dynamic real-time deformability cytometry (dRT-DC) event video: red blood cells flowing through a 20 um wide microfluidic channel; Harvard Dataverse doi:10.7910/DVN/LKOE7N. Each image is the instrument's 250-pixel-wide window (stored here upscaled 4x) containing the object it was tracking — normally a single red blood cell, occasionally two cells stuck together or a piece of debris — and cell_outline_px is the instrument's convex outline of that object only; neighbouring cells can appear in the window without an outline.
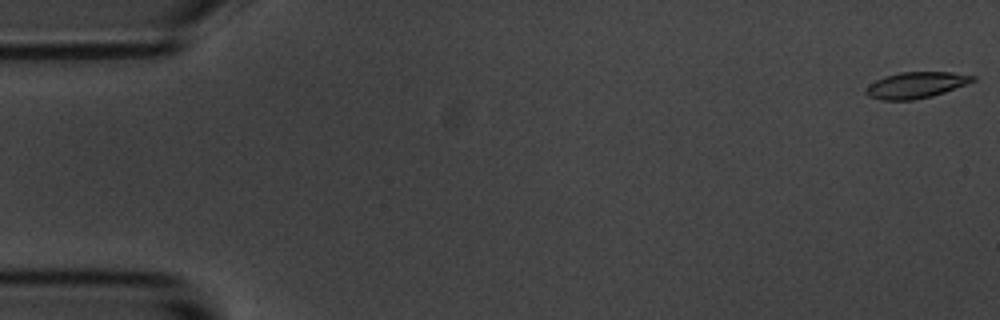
{"species": "common noctule bat (a hibernating species)", "species_latin": "Nyctalus noctula", "temperature_condition": "room temperature", "stored_images_in_passage": 2, "camera_frame_rate_fps": 3000, "um_per_image_px": 0.085, "animal": {"sex": "male", "body_mass_g": 20.1, "forearm_length_mm": 53.5}, "frame": {"image": 1, "passage_image": 2, "time_ms": 1.333, "image_size_px": [1000, 320], "cell_outline_px": [[976, 80], [968, 84], [932, 96], [912, 100], [880, 100], [868, 96], [864, 92], [868, 84], [884, 76], [900, 72], [952, 72], [976, 76]], "centroid_in_image_um": [77.85, 7.23], "position_along_channel_um": 7.2, "area_um2": 16.42}}